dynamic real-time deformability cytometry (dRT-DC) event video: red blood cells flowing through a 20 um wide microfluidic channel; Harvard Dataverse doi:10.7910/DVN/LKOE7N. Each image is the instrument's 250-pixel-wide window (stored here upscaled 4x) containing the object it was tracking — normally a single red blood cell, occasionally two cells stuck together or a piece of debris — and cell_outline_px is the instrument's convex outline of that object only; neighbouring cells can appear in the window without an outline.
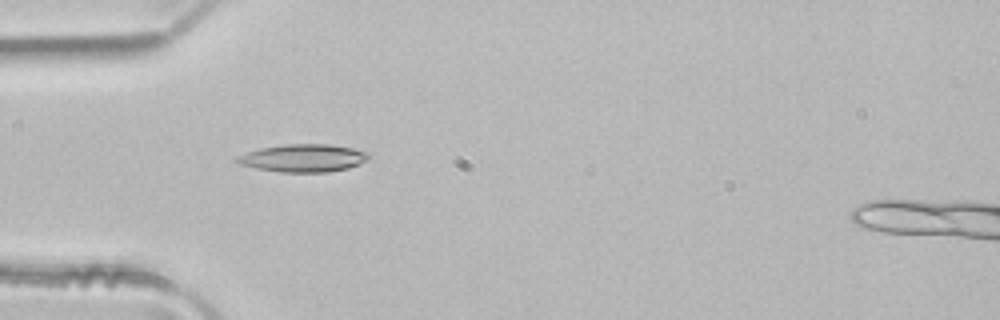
{"species": "common noctule bat (a hibernating species)", "species_latin": "Nyctalus noctula", "temperature_condition": "room temperature", "stored_images_in_passage": 3, "camera_frame_rate_fps": 3000, "um_per_image_px": 0.085, "animal": {"sex": "male", "body_mass_g": 21.5, "forearm_length_mm": 52.0}, "frame": {"image": 1, "passage_image": 3, "time_ms": 0.667, "image_size_px": [1000, 320], "cell_outline_px": [[368, 160], [360, 164], [348, 168], [328, 172], [280, 172], [256, 168], [240, 164], [232, 160], [236, 156], [260, 148], [284, 144], [328, 144], [352, 148], [368, 152]], "centroid_in_image_um": [25.76, 13.43], "position_along_channel_um": 59.2, "area_um2": 21.33}}